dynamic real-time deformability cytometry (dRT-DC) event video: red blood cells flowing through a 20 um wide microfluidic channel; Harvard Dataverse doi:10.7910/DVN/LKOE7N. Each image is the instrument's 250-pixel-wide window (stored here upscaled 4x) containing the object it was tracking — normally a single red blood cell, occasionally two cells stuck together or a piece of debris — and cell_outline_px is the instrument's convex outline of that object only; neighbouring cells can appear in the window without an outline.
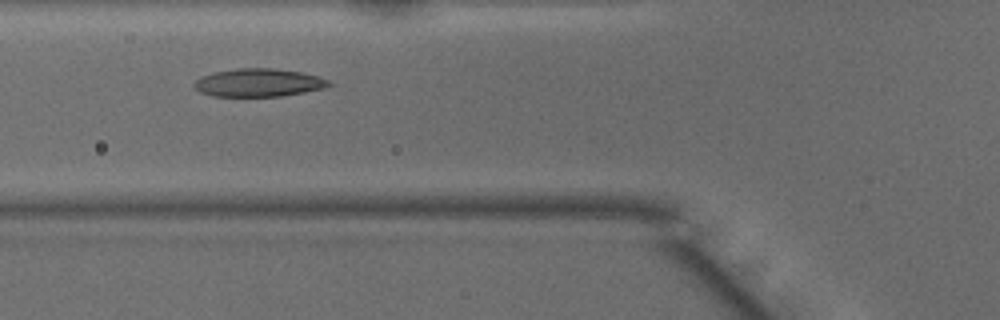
{"species": "common noctule bat (a hibernating species)", "species_latin": "Nyctalus noctula", "temperature_condition": "warm", "stored_images_in_passage": 42, "camera_frame_rate_fps": 3000, "um_per_image_px": 0.085, "animal": {"sex": "male", "body_mass_g": 15.6}, "frame": {"image": 1, "passage_image": 11, "time_ms": 3.333, "image_size_px": [1000, 320], "cell_outline_px": [[332, 84], [324, 88], [284, 96], [212, 96], [200, 92], [192, 84], [200, 76], [212, 72], [236, 68], [272, 68], [304, 72], [320, 76], [328, 80]], "centroid_in_image_um": [21.98, 7.02], "position_along_channel_um": 103.8, "area_um2": 22.25}}
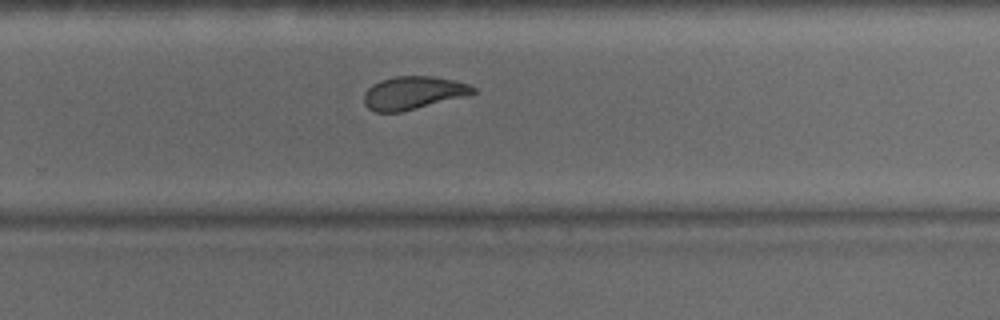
{"frame": {"image": 2, "passage_image": 25, "time_ms": 8.0, "image_size_px": [1000, 320], "cell_outline_px": [[476, 92], [464, 96], [400, 112], [376, 112], [368, 108], [364, 104], [364, 92], [372, 84], [380, 80], [396, 76], [432, 76], [452, 80], [468, 84], [476, 88]], "centroid_in_image_um": [35.07, 7.89], "position_along_channel_um": 294.7, "area_um2": 20.75}}
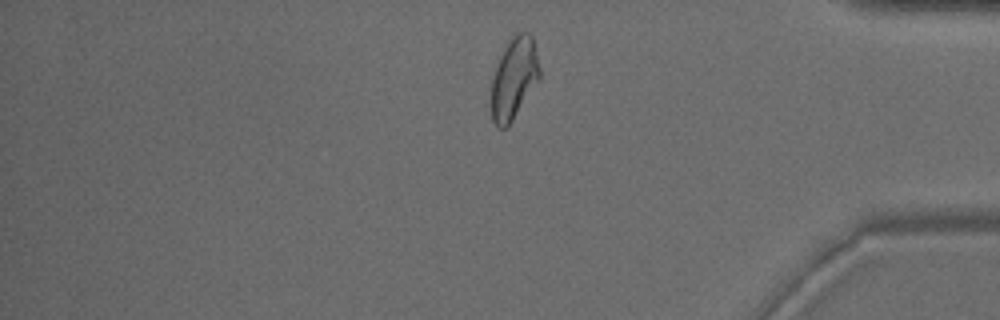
{"frame": {"image": 3, "passage_image": 34, "time_ms": 11.0, "image_size_px": [1000, 320], "cell_outline_px": [[540, 76], [512, 120], [504, 128], [500, 128], [492, 120], [492, 76], [496, 64], [504, 48], [512, 36], [516, 32], [528, 32], [532, 36], [540, 68]], "centroid_in_image_um": [43.68, 6.6], "position_along_channel_um": 391.5, "area_um2": 22.43}, "authors_computed_cell_mechanics": {"area_um2": 22.6287, "velocity_mm_per_s": 4.0864, "shape_relaxation_time_tau1_ms": 5.6375, "shape_relaxation_time_tau2_ms": 1.2857, "deformation_change_tau1": 0.1698, "deformation_change_tau2": 0.0675}}